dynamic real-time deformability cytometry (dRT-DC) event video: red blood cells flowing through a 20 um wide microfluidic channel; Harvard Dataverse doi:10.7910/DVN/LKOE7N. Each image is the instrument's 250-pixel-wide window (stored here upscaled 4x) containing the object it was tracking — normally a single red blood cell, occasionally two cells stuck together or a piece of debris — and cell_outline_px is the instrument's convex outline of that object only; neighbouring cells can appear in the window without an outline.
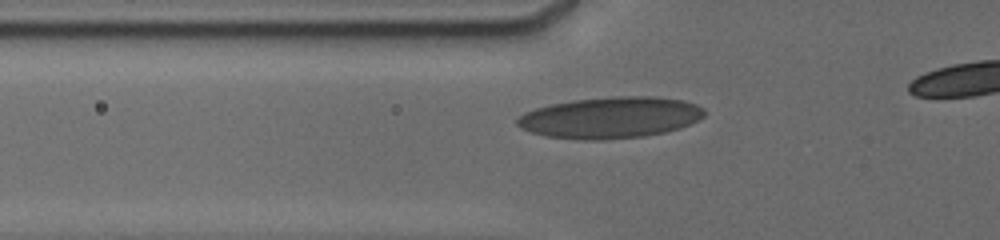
{"species": "human", "species_latin": "Homo sapiens", "temperature_condition": "cold", "stored_images_in_passage": 36, "camera_frame_rate_fps": 3000, "um_per_image_px": 0.085, "donor": {"sex": "male"}, "frame": {"image": 1, "passage_image": 2, "time_ms": 0.333, "image_size_px": [1000, 240], "cell_outline_px": [[704, 116], [680, 128], [664, 132], [644, 136], [600, 140], [584, 140], [544, 136], [520, 128], [516, 124], [516, 120], [524, 112], [536, 108], [552, 104], [572, 100], [616, 96], [652, 96], [680, 100], [696, 104], [704, 108]], "centroid_in_image_um": [51.85, 9.99], "position_along_channel_um": 74.0, "area_um2": 44.91}}
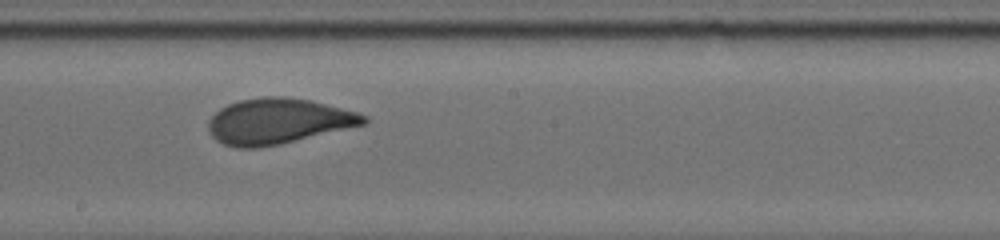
{"frame": {"image": 2, "passage_image": 14, "time_ms": 4.333, "image_size_px": [1000, 240], "cell_outline_px": [[368, 120], [364, 124], [280, 144], [260, 148], [236, 148], [224, 144], [216, 140], [212, 136], [208, 128], [208, 120], [220, 108], [228, 104], [240, 100], [264, 96], [284, 96], [308, 100], [356, 112], [368, 116]], "centroid_in_image_um": [23.59, 10.31], "position_along_channel_um": 224.6, "area_um2": 40.92}}
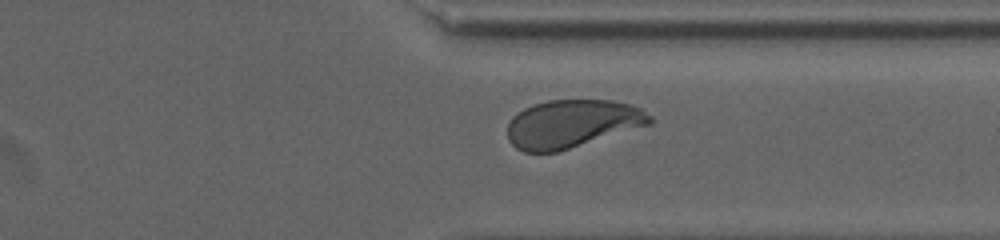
{"frame": {"image": 3, "passage_image": 28, "time_ms": 8.0, "image_size_px": [1000, 240], "cell_outline_px": [[652, 124], [556, 152], [524, 152], [516, 148], [508, 140], [508, 124], [512, 116], [524, 108], [532, 104], [548, 100], [612, 100], [628, 104], [640, 108], [652, 116]], "centroid_in_image_um": [48.61, 10.51], "position_along_channel_um": 362.8, "area_um2": 39.82}}